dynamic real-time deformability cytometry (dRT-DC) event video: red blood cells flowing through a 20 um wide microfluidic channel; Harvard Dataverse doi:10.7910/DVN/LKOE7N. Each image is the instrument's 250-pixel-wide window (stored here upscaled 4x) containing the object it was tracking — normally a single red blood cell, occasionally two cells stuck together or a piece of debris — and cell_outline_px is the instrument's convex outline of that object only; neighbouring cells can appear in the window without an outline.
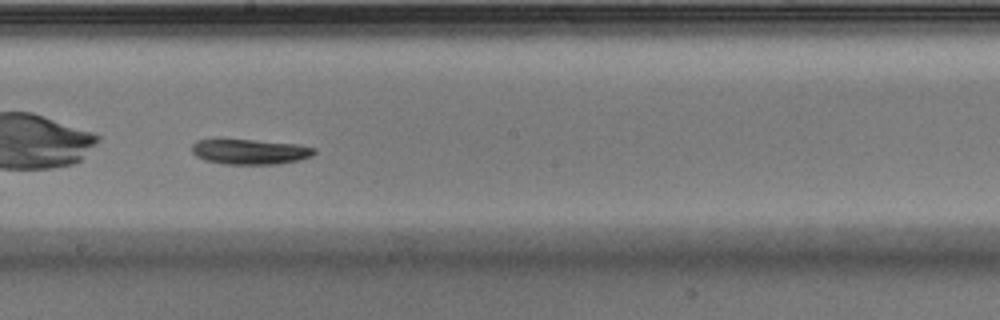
{"species": "Egyptian fruit bat (a non-hibernating species)", "species_latin": "Rousettus aegyptiacus", "temperature_condition": "warm", "stored_images_in_passage": 51, "camera_frame_rate_fps": 3000, "um_per_image_px": 0.085, "animal": {"sex": "male"}, "frame": {"image": 1, "passage_image": 30, "time_ms": 9.667, "image_size_px": [1000, 320], "cell_outline_px": [[316, 152], [312, 156], [296, 160], [276, 164], [224, 164], [204, 160], [196, 156], [192, 152], [192, 144], [196, 140], [252, 140], [300, 144], [316, 148]], "centroid_in_image_um": [21.26, 12.9], "position_along_channel_um": 226.9, "area_um2": 17.86}, "authors_computed_cell_mechanics": {"area_um2": 20.6346, "velocity_mm_per_s": 3.889, "shape_relaxation_time_tau1_ms": 2.3327, "shape_relaxation_time_tau2_ms": null, "deformation_change_tau1": 0.0809, "deformation_change_tau2": null}}